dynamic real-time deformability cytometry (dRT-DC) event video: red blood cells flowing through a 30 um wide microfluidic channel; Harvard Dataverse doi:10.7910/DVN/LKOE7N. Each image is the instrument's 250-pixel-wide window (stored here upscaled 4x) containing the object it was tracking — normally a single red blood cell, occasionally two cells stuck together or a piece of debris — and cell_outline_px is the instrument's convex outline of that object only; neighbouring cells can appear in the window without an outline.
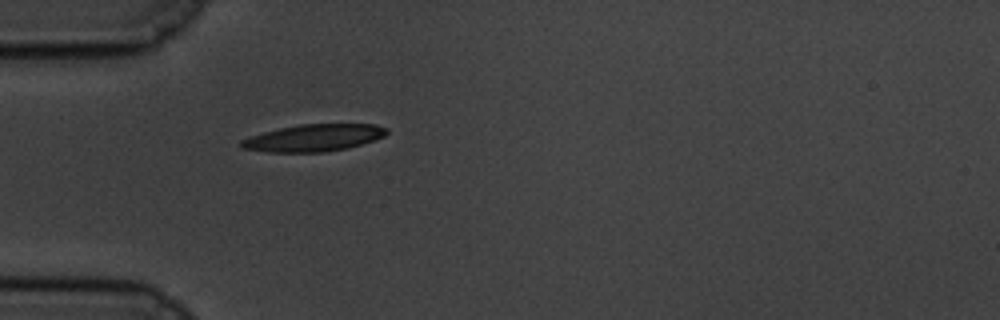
{"species": "common noctule bat (a hibernating species)", "species_latin": "Nyctalus noctula", "temperature_condition": "cold", "stored_images_in_passage": 38, "camera_frame_rate_fps": 3000, "um_per_image_px": 0.085, "animal": {"sex": "male", "body_mass_g": 19.5, "forearm_length_mm": 54.6}, "frame": {"image": 1, "passage_image": 1, "time_ms": 0.0, "image_size_px": [1000, 320], "cell_outline_px": [[388, 132], [384, 136], [360, 144], [344, 148], [324, 152], [268, 152], [240, 148], [240, 140], [264, 132], [280, 128], [300, 124], [376, 124], [388, 128]], "centroid_in_image_um": [26.65, 11.71], "position_along_channel_um": 58.4, "area_um2": 22.72}}
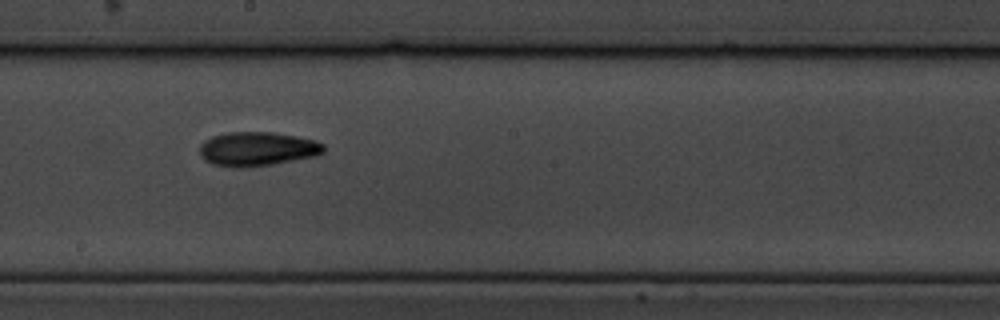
{"frame": {"image": 2, "passage_image": 16, "time_ms": 5.0, "image_size_px": [1000, 320], "cell_outline_px": [[324, 152], [316, 156], [272, 164], [244, 168], [232, 168], [212, 164], [204, 160], [200, 156], [200, 144], [204, 140], [212, 136], [228, 132], [272, 132], [296, 136], [316, 140], [324, 144]], "centroid_in_image_um": [21.85, 12.66], "position_along_channel_um": 226.4, "area_um2": 24.91}}
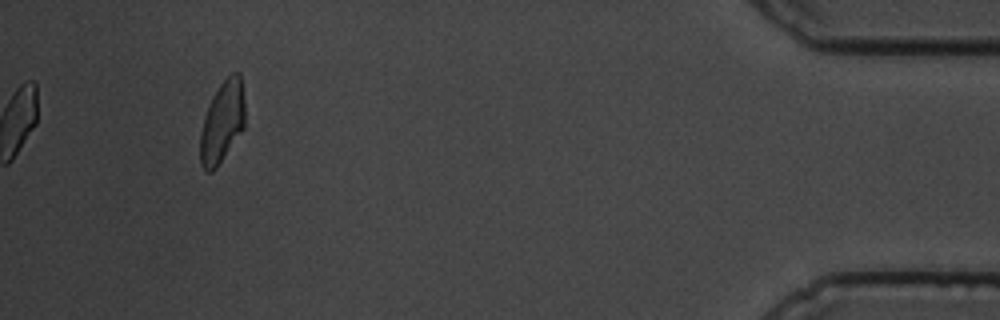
{"frame": {"image": 3, "passage_image": 38, "time_ms": 12.333, "image_size_px": [1000, 320], "cell_outline_px": [[244, 128], [216, 168], [212, 172], [208, 172], [200, 164], [200, 132], [204, 116], [208, 104], [212, 96], [220, 84], [232, 72], [240, 72], [244, 100]], "centroid_in_image_um": [18.88, 10.36], "position_along_channel_um": 416.3, "area_um2": 21.27}, "authors_computed_cell_mechanics": {"area_um2": 22.7154, "velocity_mm_per_s": 3.4619, "shape_relaxation_time_tau1_ms": 5.5373, "shape_relaxation_time_tau2_ms": 4.0387, "deformation_change_tau1": 0.1594, "deformation_change_tau2": 0.0985}}